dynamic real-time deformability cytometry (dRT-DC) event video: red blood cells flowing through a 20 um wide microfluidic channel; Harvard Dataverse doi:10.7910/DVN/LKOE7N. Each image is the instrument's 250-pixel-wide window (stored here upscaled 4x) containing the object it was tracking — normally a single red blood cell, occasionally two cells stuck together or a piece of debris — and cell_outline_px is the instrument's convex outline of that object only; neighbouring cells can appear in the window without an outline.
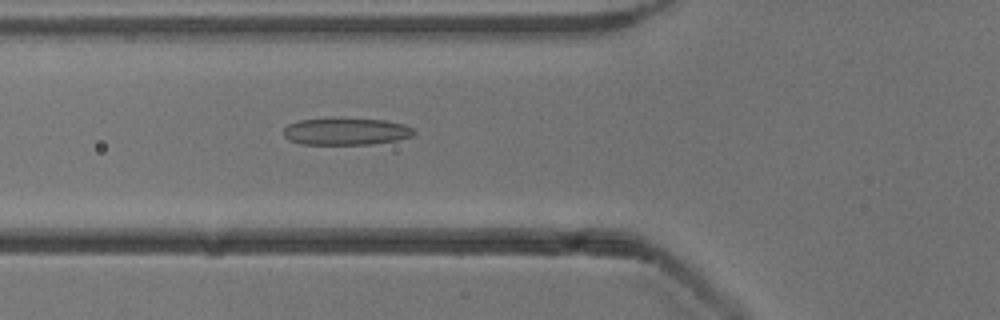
{"species": "common noctule bat (a hibernating species)", "species_latin": "Nyctalus noctula", "temperature_condition": "cold", "stored_images_in_passage": 52, "camera_frame_rate_fps": 3000, "um_per_image_px": 0.085, "animal": {"sex": "male", "body_mass_g": 13.3}, "frame": {"image": 1, "passage_image": 19, "time_ms": 6.0, "image_size_px": [1000, 320], "cell_outline_px": [[416, 132], [412, 136], [396, 140], [372, 144], [300, 144], [288, 140], [284, 136], [284, 128], [288, 124], [300, 120], [328, 116], [340, 116], [384, 120], [404, 124], [412, 128]], "centroid_in_image_um": [29.37, 11.13], "position_along_channel_um": 96.4, "area_um2": 21.33}}
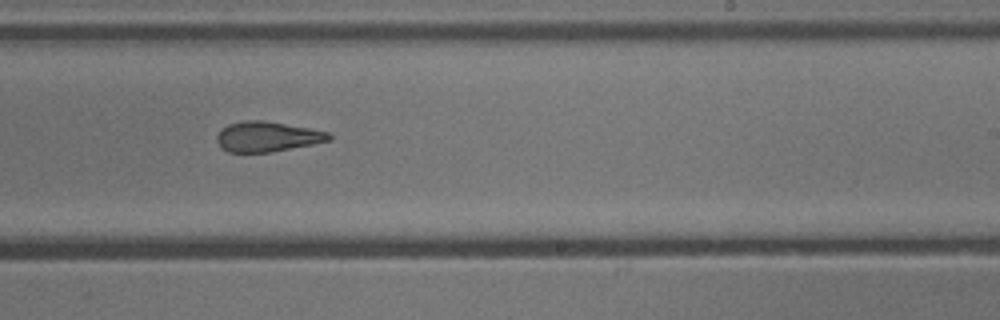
{"frame": {"image": 2, "passage_image": 32, "time_ms": 10.333, "image_size_px": [1000, 320], "cell_outline_px": [[332, 140], [312, 144], [268, 152], [228, 152], [216, 140], [216, 136], [228, 124], [244, 120], [260, 120], [308, 128], [328, 132], [332, 136]], "centroid_in_image_um": [22.72, 11.61], "position_along_channel_um": 266.3, "area_um2": 19.25}}
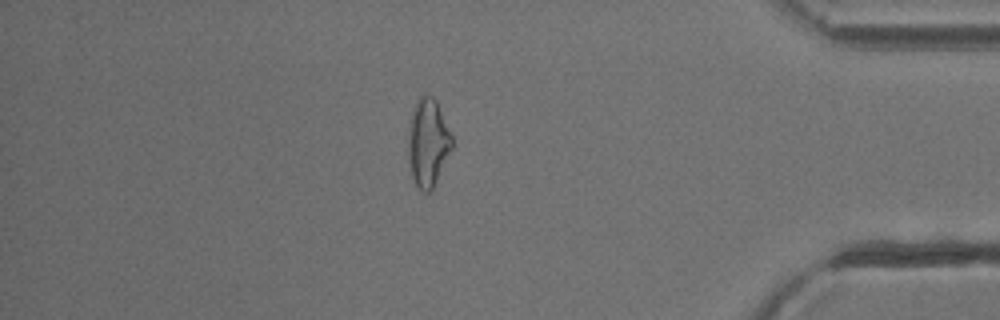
{"frame": {"image": 3, "passage_image": 45, "time_ms": 14.667, "image_size_px": [1000, 320], "cell_outline_px": [[452, 148], [432, 192], [424, 192], [416, 184], [412, 176], [408, 156], [408, 136], [412, 112], [416, 100], [420, 96], [432, 96], [436, 100], [452, 136]], "centroid_in_image_um": [36.38, 12.15], "position_along_channel_um": 398.8, "area_um2": 22.25}, "authors_computed_cell_mechanics": {"area_um2": 21.8484, "velocity_mm_per_s": 3.9015, "shape_relaxation_time_tau1_ms": null, "shape_relaxation_time_tau2_ms": 1.7057, "deformation_change_tau1": null, "deformation_change_tau2": 0.1073}}